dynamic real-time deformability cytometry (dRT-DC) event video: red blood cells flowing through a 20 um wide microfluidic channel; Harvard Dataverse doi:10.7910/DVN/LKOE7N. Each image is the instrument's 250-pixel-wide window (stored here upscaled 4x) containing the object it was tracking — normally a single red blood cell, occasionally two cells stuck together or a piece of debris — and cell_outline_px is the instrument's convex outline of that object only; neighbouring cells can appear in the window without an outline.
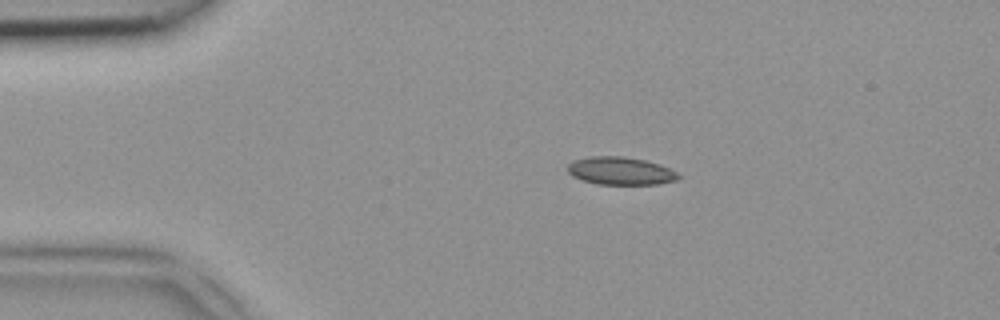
{"species": "common noctule bat (a hibernating species)", "species_latin": "Nyctalus noctula", "temperature_condition": "room temperature", "stored_images_in_passage": 47, "camera_frame_rate_fps": 3000, "um_per_image_px": 0.085, "animal": {"sex": "female", "body_mass_g": 18.4}, "frame": {"image": 1, "passage_image": 9, "time_ms": 2.667, "image_size_px": [1000, 320], "cell_outline_px": [[680, 176], [676, 180], [660, 184], [596, 184], [572, 176], [568, 172], [568, 164], [576, 160], [588, 156], [624, 156], [644, 160], [660, 164], [676, 172]], "centroid_in_image_um": [52.74, 14.52], "position_along_channel_um": 32.3, "area_um2": 17.86}}
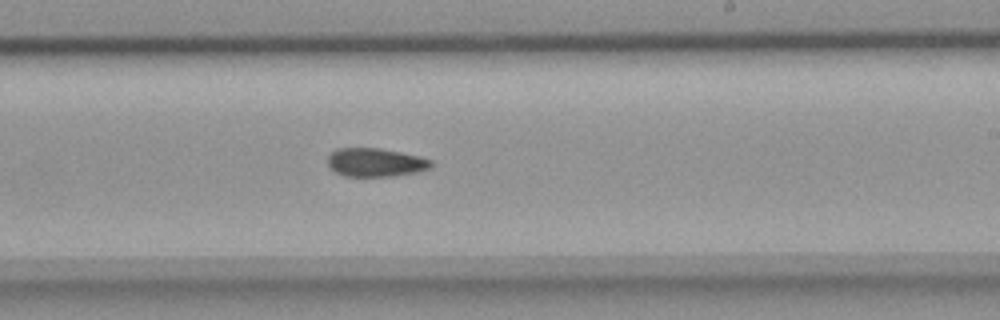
{"frame": {"image": 2, "passage_image": 28, "time_ms": 9.0, "image_size_px": [1000, 320], "cell_outline_px": [[432, 168], [416, 172], [392, 176], [344, 176], [328, 168], [328, 156], [336, 148], [380, 148], [420, 156], [432, 160]], "centroid_in_image_um": [31.91, 13.8], "position_along_channel_um": 257.1, "area_um2": 17.28}}
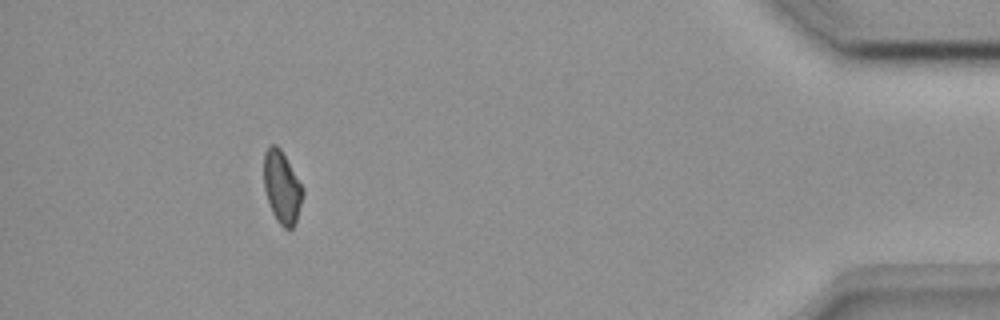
{"frame": {"image": 3, "passage_image": 43, "time_ms": 14.0, "image_size_px": [1000, 320], "cell_outline_px": [[304, 196], [296, 220], [292, 228], [284, 228], [276, 220], [272, 212], [264, 188], [264, 152], [268, 144], [276, 144], [280, 148], [304, 188]], "centroid_in_image_um": [23.97, 15.89], "position_along_channel_um": 411.2, "area_um2": 16.47}}